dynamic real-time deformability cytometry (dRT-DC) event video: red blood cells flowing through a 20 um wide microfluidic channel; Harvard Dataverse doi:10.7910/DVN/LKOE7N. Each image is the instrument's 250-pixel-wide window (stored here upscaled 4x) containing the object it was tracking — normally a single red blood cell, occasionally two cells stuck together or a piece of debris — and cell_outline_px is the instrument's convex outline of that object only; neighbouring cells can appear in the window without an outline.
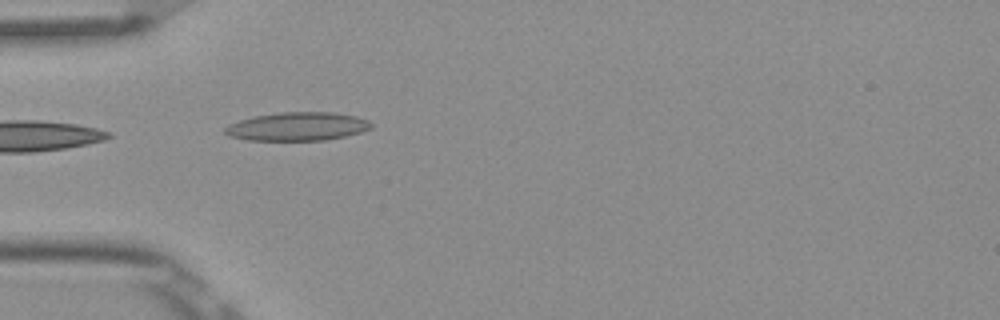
{"species": "Egyptian fruit bat (a non-hibernating species)", "species_latin": "Rousettus aegyptiacus", "temperature_condition": "room temperature", "stored_images_in_passage": 6, "camera_frame_rate_fps": 3000, "um_per_image_px": 0.085, "frame": {"image": 1, "passage_image": 5, "time_ms": 1.333, "image_size_px": [1000, 320], "cell_outline_px": [[372, 128], [360, 132], [344, 136], [324, 140], [248, 140], [228, 136], [224, 132], [224, 128], [228, 124], [240, 120], [256, 116], [280, 112], [332, 112], [356, 116], [368, 120], [372, 124]], "centroid_in_image_um": [25.27, 10.75], "position_along_channel_um": 59.7, "area_um2": 24.16}}
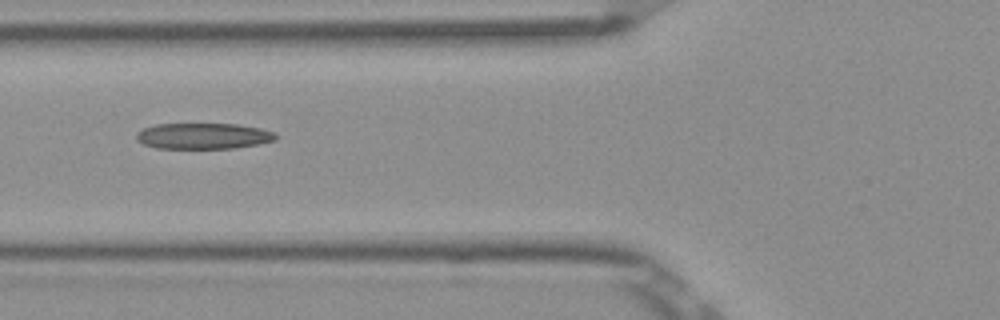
{"frame": {"image": 2, "passage_image": 6, "time_ms": 1.667, "image_size_px": [1000, 320], "cell_outline_px": [[276, 140], [260, 144], [236, 148], [156, 148], [144, 144], [136, 140], [136, 132], [144, 128], [156, 124], [236, 124], [260, 128], [276, 132]], "centroid_in_image_um": [17.3, 11.56], "position_along_channel_um": 108.5, "area_um2": 21.15}}